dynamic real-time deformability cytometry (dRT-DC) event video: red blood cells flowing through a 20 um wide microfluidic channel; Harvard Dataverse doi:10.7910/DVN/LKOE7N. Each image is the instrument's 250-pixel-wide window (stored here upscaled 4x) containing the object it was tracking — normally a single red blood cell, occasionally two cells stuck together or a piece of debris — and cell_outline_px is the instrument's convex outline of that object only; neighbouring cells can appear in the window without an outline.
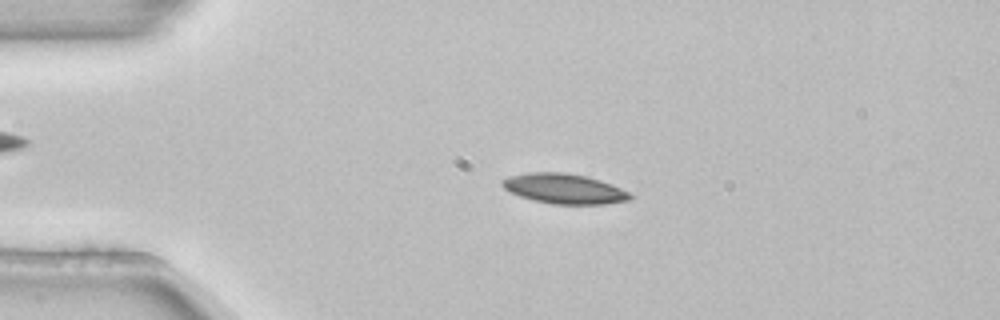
{"species": "common noctule bat (a hibernating species)", "species_latin": "Nyctalus noctula", "temperature_condition": "room temperature", "stored_images_in_passage": 4, "camera_frame_rate_fps": 3000, "um_per_image_px": 0.085, "animal": {"sex": "female", "body_mass_g": 22.7, "forearm_length_mm": 54.2}, "frame": {"image": 1, "passage_image": 3, "time_ms": 0.667, "image_size_px": [1000, 320], "cell_outline_px": [[636, 196], [628, 200], [604, 204], [552, 204], [532, 200], [508, 192], [500, 184], [500, 180], [512, 176], [528, 172], [564, 172], [584, 176], [600, 180], [612, 184]], "centroid_in_image_um": [47.94, 16.04], "position_along_channel_um": 37.1, "area_um2": 22.43}}